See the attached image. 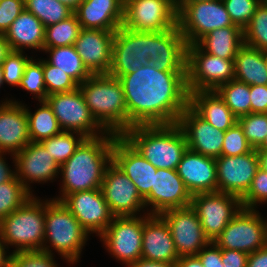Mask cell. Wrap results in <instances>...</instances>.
Here are the masks:
<instances>
[{
  "instance_id": "obj_18",
  "label": "cell",
  "mask_w": 267,
  "mask_h": 267,
  "mask_svg": "<svg viewBox=\"0 0 267 267\" xmlns=\"http://www.w3.org/2000/svg\"><path fill=\"white\" fill-rule=\"evenodd\" d=\"M217 165V192L228 193L240 199L247 193L259 169L257 150L239 156L215 158Z\"/></svg>"
},
{
  "instance_id": "obj_48",
  "label": "cell",
  "mask_w": 267,
  "mask_h": 267,
  "mask_svg": "<svg viewBox=\"0 0 267 267\" xmlns=\"http://www.w3.org/2000/svg\"><path fill=\"white\" fill-rule=\"evenodd\" d=\"M258 203L259 205L267 203V172L260 168L257 170L247 193L241 198L242 208L256 209L259 206Z\"/></svg>"
},
{
  "instance_id": "obj_8",
  "label": "cell",
  "mask_w": 267,
  "mask_h": 267,
  "mask_svg": "<svg viewBox=\"0 0 267 267\" xmlns=\"http://www.w3.org/2000/svg\"><path fill=\"white\" fill-rule=\"evenodd\" d=\"M114 216L107 229L99 236L106 250L129 267L141 258L144 221L150 216Z\"/></svg>"
},
{
  "instance_id": "obj_62",
  "label": "cell",
  "mask_w": 267,
  "mask_h": 267,
  "mask_svg": "<svg viewBox=\"0 0 267 267\" xmlns=\"http://www.w3.org/2000/svg\"><path fill=\"white\" fill-rule=\"evenodd\" d=\"M256 150H267V136L263 144Z\"/></svg>"
},
{
  "instance_id": "obj_49",
  "label": "cell",
  "mask_w": 267,
  "mask_h": 267,
  "mask_svg": "<svg viewBox=\"0 0 267 267\" xmlns=\"http://www.w3.org/2000/svg\"><path fill=\"white\" fill-rule=\"evenodd\" d=\"M24 9V0H0V34L6 32Z\"/></svg>"
},
{
  "instance_id": "obj_37",
  "label": "cell",
  "mask_w": 267,
  "mask_h": 267,
  "mask_svg": "<svg viewBox=\"0 0 267 267\" xmlns=\"http://www.w3.org/2000/svg\"><path fill=\"white\" fill-rule=\"evenodd\" d=\"M82 27L75 14L45 28L43 48L74 45Z\"/></svg>"
},
{
  "instance_id": "obj_21",
  "label": "cell",
  "mask_w": 267,
  "mask_h": 267,
  "mask_svg": "<svg viewBox=\"0 0 267 267\" xmlns=\"http://www.w3.org/2000/svg\"><path fill=\"white\" fill-rule=\"evenodd\" d=\"M177 124L186 137L188 149L213 158L221 156L225 132L213 127L189 105Z\"/></svg>"
},
{
  "instance_id": "obj_6",
  "label": "cell",
  "mask_w": 267,
  "mask_h": 267,
  "mask_svg": "<svg viewBox=\"0 0 267 267\" xmlns=\"http://www.w3.org/2000/svg\"><path fill=\"white\" fill-rule=\"evenodd\" d=\"M45 200L30 197L0 221V237L13 252L39 250L45 238Z\"/></svg>"
},
{
  "instance_id": "obj_24",
  "label": "cell",
  "mask_w": 267,
  "mask_h": 267,
  "mask_svg": "<svg viewBox=\"0 0 267 267\" xmlns=\"http://www.w3.org/2000/svg\"><path fill=\"white\" fill-rule=\"evenodd\" d=\"M149 61L158 71L186 72L187 43L178 25L164 32H152Z\"/></svg>"
},
{
  "instance_id": "obj_44",
  "label": "cell",
  "mask_w": 267,
  "mask_h": 267,
  "mask_svg": "<svg viewBox=\"0 0 267 267\" xmlns=\"http://www.w3.org/2000/svg\"><path fill=\"white\" fill-rule=\"evenodd\" d=\"M9 267H58L54 255L45 250L12 252Z\"/></svg>"
},
{
  "instance_id": "obj_50",
  "label": "cell",
  "mask_w": 267,
  "mask_h": 267,
  "mask_svg": "<svg viewBox=\"0 0 267 267\" xmlns=\"http://www.w3.org/2000/svg\"><path fill=\"white\" fill-rule=\"evenodd\" d=\"M197 256L201 260L203 267H223L221 248L212 241L205 245Z\"/></svg>"
},
{
  "instance_id": "obj_13",
  "label": "cell",
  "mask_w": 267,
  "mask_h": 267,
  "mask_svg": "<svg viewBox=\"0 0 267 267\" xmlns=\"http://www.w3.org/2000/svg\"><path fill=\"white\" fill-rule=\"evenodd\" d=\"M122 26L136 32H164L177 26L174 0H124Z\"/></svg>"
},
{
  "instance_id": "obj_54",
  "label": "cell",
  "mask_w": 267,
  "mask_h": 267,
  "mask_svg": "<svg viewBox=\"0 0 267 267\" xmlns=\"http://www.w3.org/2000/svg\"><path fill=\"white\" fill-rule=\"evenodd\" d=\"M6 154L14 155L10 152L0 151V184L10 181L16 176V170H11V167L6 163V158H4V155Z\"/></svg>"
},
{
  "instance_id": "obj_34",
  "label": "cell",
  "mask_w": 267,
  "mask_h": 267,
  "mask_svg": "<svg viewBox=\"0 0 267 267\" xmlns=\"http://www.w3.org/2000/svg\"><path fill=\"white\" fill-rule=\"evenodd\" d=\"M39 103L41 107L34 113L26 107L31 142H41L62 131L49 104L46 101H39Z\"/></svg>"
},
{
  "instance_id": "obj_4",
  "label": "cell",
  "mask_w": 267,
  "mask_h": 267,
  "mask_svg": "<svg viewBox=\"0 0 267 267\" xmlns=\"http://www.w3.org/2000/svg\"><path fill=\"white\" fill-rule=\"evenodd\" d=\"M79 89L93 117L107 132L123 135L127 131V107L118 78L109 74L92 75Z\"/></svg>"
},
{
  "instance_id": "obj_60",
  "label": "cell",
  "mask_w": 267,
  "mask_h": 267,
  "mask_svg": "<svg viewBox=\"0 0 267 267\" xmlns=\"http://www.w3.org/2000/svg\"><path fill=\"white\" fill-rule=\"evenodd\" d=\"M214 0H174L175 2V9L178 13L185 5L194 4L197 2H210Z\"/></svg>"
},
{
  "instance_id": "obj_33",
  "label": "cell",
  "mask_w": 267,
  "mask_h": 267,
  "mask_svg": "<svg viewBox=\"0 0 267 267\" xmlns=\"http://www.w3.org/2000/svg\"><path fill=\"white\" fill-rule=\"evenodd\" d=\"M44 51L47 54L49 53L47 61L51 65L65 72V74L73 78L79 85L92 76L73 45L43 48Z\"/></svg>"
},
{
  "instance_id": "obj_1",
  "label": "cell",
  "mask_w": 267,
  "mask_h": 267,
  "mask_svg": "<svg viewBox=\"0 0 267 267\" xmlns=\"http://www.w3.org/2000/svg\"><path fill=\"white\" fill-rule=\"evenodd\" d=\"M127 107V130L176 124L188 106L186 72L158 71L151 64L119 78Z\"/></svg>"
},
{
  "instance_id": "obj_12",
  "label": "cell",
  "mask_w": 267,
  "mask_h": 267,
  "mask_svg": "<svg viewBox=\"0 0 267 267\" xmlns=\"http://www.w3.org/2000/svg\"><path fill=\"white\" fill-rule=\"evenodd\" d=\"M177 25L189 44H196L211 31L234 25L222 0L185 5L177 13Z\"/></svg>"
},
{
  "instance_id": "obj_53",
  "label": "cell",
  "mask_w": 267,
  "mask_h": 267,
  "mask_svg": "<svg viewBox=\"0 0 267 267\" xmlns=\"http://www.w3.org/2000/svg\"><path fill=\"white\" fill-rule=\"evenodd\" d=\"M247 267H267V244L248 254Z\"/></svg>"
},
{
  "instance_id": "obj_55",
  "label": "cell",
  "mask_w": 267,
  "mask_h": 267,
  "mask_svg": "<svg viewBox=\"0 0 267 267\" xmlns=\"http://www.w3.org/2000/svg\"><path fill=\"white\" fill-rule=\"evenodd\" d=\"M175 267H203L197 255L181 256L175 263Z\"/></svg>"
},
{
  "instance_id": "obj_3",
  "label": "cell",
  "mask_w": 267,
  "mask_h": 267,
  "mask_svg": "<svg viewBox=\"0 0 267 267\" xmlns=\"http://www.w3.org/2000/svg\"><path fill=\"white\" fill-rule=\"evenodd\" d=\"M122 136L157 169L176 170L188 148L177 123L133 126Z\"/></svg>"
},
{
  "instance_id": "obj_28",
  "label": "cell",
  "mask_w": 267,
  "mask_h": 267,
  "mask_svg": "<svg viewBox=\"0 0 267 267\" xmlns=\"http://www.w3.org/2000/svg\"><path fill=\"white\" fill-rule=\"evenodd\" d=\"M74 14L84 29L115 32L123 23L124 0H82Z\"/></svg>"
},
{
  "instance_id": "obj_61",
  "label": "cell",
  "mask_w": 267,
  "mask_h": 267,
  "mask_svg": "<svg viewBox=\"0 0 267 267\" xmlns=\"http://www.w3.org/2000/svg\"><path fill=\"white\" fill-rule=\"evenodd\" d=\"M58 1L68 6L73 11H75L82 0H58Z\"/></svg>"
},
{
  "instance_id": "obj_56",
  "label": "cell",
  "mask_w": 267,
  "mask_h": 267,
  "mask_svg": "<svg viewBox=\"0 0 267 267\" xmlns=\"http://www.w3.org/2000/svg\"><path fill=\"white\" fill-rule=\"evenodd\" d=\"M129 267H175V263H164L160 261H152L143 258H139L132 263Z\"/></svg>"
},
{
  "instance_id": "obj_10",
  "label": "cell",
  "mask_w": 267,
  "mask_h": 267,
  "mask_svg": "<svg viewBox=\"0 0 267 267\" xmlns=\"http://www.w3.org/2000/svg\"><path fill=\"white\" fill-rule=\"evenodd\" d=\"M152 32H136L123 26L115 31L109 75L120 78L149 65Z\"/></svg>"
},
{
  "instance_id": "obj_17",
  "label": "cell",
  "mask_w": 267,
  "mask_h": 267,
  "mask_svg": "<svg viewBox=\"0 0 267 267\" xmlns=\"http://www.w3.org/2000/svg\"><path fill=\"white\" fill-rule=\"evenodd\" d=\"M61 202L88 234L96 233L100 236L114 217L101 189L75 192L65 196Z\"/></svg>"
},
{
  "instance_id": "obj_35",
  "label": "cell",
  "mask_w": 267,
  "mask_h": 267,
  "mask_svg": "<svg viewBox=\"0 0 267 267\" xmlns=\"http://www.w3.org/2000/svg\"><path fill=\"white\" fill-rule=\"evenodd\" d=\"M215 91L237 118L251 113L250 86L246 83L234 79Z\"/></svg>"
},
{
  "instance_id": "obj_51",
  "label": "cell",
  "mask_w": 267,
  "mask_h": 267,
  "mask_svg": "<svg viewBox=\"0 0 267 267\" xmlns=\"http://www.w3.org/2000/svg\"><path fill=\"white\" fill-rule=\"evenodd\" d=\"M251 113H267V85L250 86Z\"/></svg>"
},
{
  "instance_id": "obj_39",
  "label": "cell",
  "mask_w": 267,
  "mask_h": 267,
  "mask_svg": "<svg viewBox=\"0 0 267 267\" xmlns=\"http://www.w3.org/2000/svg\"><path fill=\"white\" fill-rule=\"evenodd\" d=\"M33 194L15 176L0 184V221L20 208Z\"/></svg>"
},
{
  "instance_id": "obj_43",
  "label": "cell",
  "mask_w": 267,
  "mask_h": 267,
  "mask_svg": "<svg viewBox=\"0 0 267 267\" xmlns=\"http://www.w3.org/2000/svg\"><path fill=\"white\" fill-rule=\"evenodd\" d=\"M43 74L47 96L54 93L70 92L79 87L73 78L51 65L47 59L43 60Z\"/></svg>"
},
{
  "instance_id": "obj_22",
  "label": "cell",
  "mask_w": 267,
  "mask_h": 267,
  "mask_svg": "<svg viewBox=\"0 0 267 267\" xmlns=\"http://www.w3.org/2000/svg\"><path fill=\"white\" fill-rule=\"evenodd\" d=\"M112 161L131 179L145 199L150 194L157 168L122 135H117L113 142Z\"/></svg>"
},
{
  "instance_id": "obj_65",
  "label": "cell",
  "mask_w": 267,
  "mask_h": 267,
  "mask_svg": "<svg viewBox=\"0 0 267 267\" xmlns=\"http://www.w3.org/2000/svg\"><path fill=\"white\" fill-rule=\"evenodd\" d=\"M261 2L267 6V0H261Z\"/></svg>"
},
{
  "instance_id": "obj_59",
  "label": "cell",
  "mask_w": 267,
  "mask_h": 267,
  "mask_svg": "<svg viewBox=\"0 0 267 267\" xmlns=\"http://www.w3.org/2000/svg\"><path fill=\"white\" fill-rule=\"evenodd\" d=\"M259 168L267 172V150H257Z\"/></svg>"
},
{
  "instance_id": "obj_5",
  "label": "cell",
  "mask_w": 267,
  "mask_h": 267,
  "mask_svg": "<svg viewBox=\"0 0 267 267\" xmlns=\"http://www.w3.org/2000/svg\"><path fill=\"white\" fill-rule=\"evenodd\" d=\"M44 230L45 238L42 250L52 254L55 250L61 258L63 257L72 265L79 262L89 234L61 201L45 200ZM50 247L54 249L52 250Z\"/></svg>"
},
{
  "instance_id": "obj_27",
  "label": "cell",
  "mask_w": 267,
  "mask_h": 267,
  "mask_svg": "<svg viewBox=\"0 0 267 267\" xmlns=\"http://www.w3.org/2000/svg\"><path fill=\"white\" fill-rule=\"evenodd\" d=\"M141 258L176 263L180 258L168 224L160 215H150L144 221Z\"/></svg>"
},
{
  "instance_id": "obj_52",
  "label": "cell",
  "mask_w": 267,
  "mask_h": 267,
  "mask_svg": "<svg viewBox=\"0 0 267 267\" xmlns=\"http://www.w3.org/2000/svg\"><path fill=\"white\" fill-rule=\"evenodd\" d=\"M223 267H247L248 254L238 250L221 249Z\"/></svg>"
},
{
  "instance_id": "obj_64",
  "label": "cell",
  "mask_w": 267,
  "mask_h": 267,
  "mask_svg": "<svg viewBox=\"0 0 267 267\" xmlns=\"http://www.w3.org/2000/svg\"><path fill=\"white\" fill-rule=\"evenodd\" d=\"M262 54H263V59H264L265 65L267 66V49L262 50Z\"/></svg>"
},
{
  "instance_id": "obj_15",
  "label": "cell",
  "mask_w": 267,
  "mask_h": 267,
  "mask_svg": "<svg viewBox=\"0 0 267 267\" xmlns=\"http://www.w3.org/2000/svg\"><path fill=\"white\" fill-rule=\"evenodd\" d=\"M101 191L114 216H139L145 211L137 187L113 161L105 170Z\"/></svg>"
},
{
  "instance_id": "obj_14",
  "label": "cell",
  "mask_w": 267,
  "mask_h": 267,
  "mask_svg": "<svg viewBox=\"0 0 267 267\" xmlns=\"http://www.w3.org/2000/svg\"><path fill=\"white\" fill-rule=\"evenodd\" d=\"M191 207L200 219L204 234L214 241L242 208L241 199L221 192L200 193L192 196Z\"/></svg>"
},
{
  "instance_id": "obj_42",
  "label": "cell",
  "mask_w": 267,
  "mask_h": 267,
  "mask_svg": "<svg viewBox=\"0 0 267 267\" xmlns=\"http://www.w3.org/2000/svg\"><path fill=\"white\" fill-rule=\"evenodd\" d=\"M19 87L34 94V98L38 101H45L47 92L44 84L43 59L38 58L36 61L32 58L27 63Z\"/></svg>"
},
{
  "instance_id": "obj_40",
  "label": "cell",
  "mask_w": 267,
  "mask_h": 267,
  "mask_svg": "<svg viewBox=\"0 0 267 267\" xmlns=\"http://www.w3.org/2000/svg\"><path fill=\"white\" fill-rule=\"evenodd\" d=\"M243 42L257 50L267 49V6L262 2L256 7L253 17L243 29Z\"/></svg>"
},
{
  "instance_id": "obj_25",
  "label": "cell",
  "mask_w": 267,
  "mask_h": 267,
  "mask_svg": "<svg viewBox=\"0 0 267 267\" xmlns=\"http://www.w3.org/2000/svg\"><path fill=\"white\" fill-rule=\"evenodd\" d=\"M176 170L192 196L200 193L217 192L215 158L187 148Z\"/></svg>"
},
{
  "instance_id": "obj_16",
  "label": "cell",
  "mask_w": 267,
  "mask_h": 267,
  "mask_svg": "<svg viewBox=\"0 0 267 267\" xmlns=\"http://www.w3.org/2000/svg\"><path fill=\"white\" fill-rule=\"evenodd\" d=\"M160 216L170 228L179 257L197 255L210 242L191 206L166 210Z\"/></svg>"
},
{
  "instance_id": "obj_19",
  "label": "cell",
  "mask_w": 267,
  "mask_h": 267,
  "mask_svg": "<svg viewBox=\"0 0 267 267\" xmlns=\"http://www.w3.org/2000/svg\"><path fill=\"white\" fill-rule=\"evenodd\" d=\"M191 199L177 170L159 168L154 173L153 185L144 204L146 208L151 205L150 215H160L166 210L191 206Z\"/></svg>"
},
{
  "instance_id": "obj_38",
  "label": "cell",
  "mask_w": 267,
  "mask_h": 267,
  "mask_svg": "<svg viewBox=\"0 0 267 267\" xmlns=\"http://www.w3.org/2000/svg\"><path fill=\"white\" fill-rule=\"evenodd\" d=\"M25 9L48 27L69 18L74 11L58 0H24Z\"/></svg>"
},
{
  "instance_id": "obj_57",
  "label": "cell",
  "mask_w": 267,
  "mask_h": 267,
  "mask_svg": "<svg viewBox=\"0 0 267 267\" xmlns=\"http://www.w3.org/2000/svg\"><path fill=\"white\" fill-rule=\"evenodd\" d=\"M13 50L8 42V40L4 37L3 34H0V66L4 60L10 55Z\"/></svg>"
},
{
  "instance_id": "obj_58",
  "label": "cell",
  "mask_w": 267,
  "mask_h": 267,
  "mask_svg": "<svg viewBox=\"0 0 267 267\" xmlns=\"http://www.w3.org/2000/svg\"><path fill=\"white\" fill-rule=\"evenodd\" d=\"M8 246L2 241L0 237V267H9L12 253L8 252ZM6 249V250H5ZM8 252V255H7Z\"/></svg>"
},
{
  "instance_id": "obj_2",
  "label": "cell",
  "mask_w": 267,
  "mask_h": 267,
  "mask_svg": "<svg viewBox=\"0 0 267 267\" xmlns=\"http://www.w3.org/2000/svg\"><path fill=\"white\" fill-rule=\"evenodd\" d=\"M116 136L112 132H107L96 137H86L75 153L60 166L61 196L51 199L61 201L65 196L75 192L101 189L105 170L112 162L113 142Z\"/></svg>"
},
{
  "instance_id": "obj_9",
  "label": "cell",
  "mask_w": 267,
  "mask_h": 267,
  "mask_svg": "<svg viewBox=\"0 0 267 267\" xmlns=\"http://www.w3.org/2000/svg\"><path fill=\"white\" fill-rule=\"evenodd\" d=\"M257 209L241 208L213 241L221 249L250 254L267 244V221Z\"/></svg>"
},
{
  "instance_id": "obj_30",
  "label": "cell",
  "mask_w": 267,
  "mask_h": 267,
  "mask_svg": "<svg viewBox=\"0 0 267 267\" xmlns=\"http://www.w3.org/2000/svg\"><path fill=\"white\" fill-rule=\"evenodd\" d=\"M188 105L200 117L221 131L225 132L237 123V117L216 91L191 92Z\"/></svg>"
},
{
  "instance_id": "obj_41",
  "label": "cell",
  "mask_w": 267,
  "mask_h": 267,
  "mask_svg": "<svg viewBox=\"0 0 267 267\" xmlns=\"http://www.w3.org/2000/svg\"><path fill=\"white\" fill-rule=\"evenodd\" d=\"M247 142L258 149L267 136V113H250L237 118Z\"/></svg>"
},
{
  "instance_id": "obj_47",
  "label": "cell",
  "mask_w": 267,
  "mask_h": 267,
  "mask_svg": "<svg viewBox=\"0 0 267 267\" xmlns=\"http://www.w3.org/2000/svg\"><path fill=\"white\" fill-rule=\"evenodd\" d=\"M252 149L238 122L225 131L221 155L239 156L249 153Z\"/></svg>"
},
{
  "instance_id": "obj_11",
  "label": "cell",
  "mask_w": 267,
  "mask_h": 267,
  "mask_svg": "<svg viewBox=\"0 0 267 267\" xmlns=\"http://www.w3.org/2000/svg\"><path fill=\"white\" fill-rule=\"evenodd\" d=\"M45 101L51 107L62 131L78 132L85 137L107 133L93 117L79 87L70 92L48 95Z\"/></svg>"
},
{
  "instance_id": "obj_20",
  "label": "cell",
  "mask_w": 267,
  "mask_h": 267,
  "mask_svg": "<svg viewBox=\"0 0 267 267\" xmlns=\"http://www.w3.org/2000/svg\"><path fill=\"white\" fill-rule=\"evenodd\" d=\"M11 157L16 170V177L32 194L30 183L53 182L52 180L60 175V166L40 142H30Z\"/></svg>"
},
{
  "instance_id": "obj_29",
  "label": "cell",
  "mask_w": 267,
  "mask_h": 267,
  "mask_svg": "<svg viewBox=\"0 0 267 267\" xmlns=\"http://www.w3.org/2000/svg\"><path fill=\"white\" fill-rule=\"evenodd\" d=\"M44 34L43 23L24 9L3 35L15 52H25V48L43 52Z\"/></svg>"
},
{
  "instance_id": "obj_32",
  "label": "cell",
  "mask_w": 267,
  "mask_h": 267,
  "mask_svg": "<svg viewBox=\"0 0 267 267\" xmlns=\"http://www.w3.org/2000/svg\"><path fill=\"white\" fill-rule=\"evenodd\" d=\"M235 80L247 85H267V66L262 50L243 44L235 56Z\"/></svg>"
},
{
  "instance_id": "obj_7",
  "label": "cell",
  "mask_w": 267,
  "mask_h": 267,
  "mask_svg": "<svg viewBox=\"0 0 267 267\" xmlns=\"http://www.w3.org/2000/svg\"><path fill=\"white\" fill-rule=\"evenodd\" d=\"M235 59H223L204 52L197 44L187 45L186 86L188 93L215 91L235 79Z\"/></svg>"
},
{
  "instance_id": "obj_46",
  "label": "cell",
  "mask_w": 267,
  "mask_h": 267,
  "mask_svg": "<svg viewBox=\"0 0 267 267\" xmlns=\"http://www.w3.org/2000/svg\"><path fill=\"white\" fill-rule=\"evenodd\" d=\"M234 25L242 30L248 25L261 0H222Z\"/></svg>"
},
{
  "instance_id": "obj_36",
  "label": "cell",
  "mask_w": 267,
  "mask_h": 267,
  "mask_svg": "<svg viewBox=\"0 0 267 267\" xmlns=\"http://www.w3.org/2000/svg\"><path fill=\"white\" fill-rule=\"evenodd\" d=\"M86 137L74 131H61L40 143L46 148L51 157L56 163L61 166L64 164L76 151L78 146Z\"/></svg>"
},
{
  "instance_id": "obj_31",
  "label": "cell",
  "mask_w": 267,
  "mask_h": 267,
  "mask_svg": "<svg viewBox=\"0 0 267 267\" xmlns=\"http://www.w3.org/2000/svg\"><path fill=\"white\" fill-rule=\"evenodd\" d=\"M204 52L223 59H235L244 44L243 30L238 26L215 29L196 43Z\"/></svg>"
},
{
  "instance_id": "obj_26",
  "label": "cell",
  "mask_w": 267,
  "mask_h": 267,
  "mask_svg": "<svg viewBox=\"0 0 267 267\" xmlns=\"http://www.w3.org/2000/svg\"><path fill=\"white\" fill-rule=\"evenodd\" d=\"M0 103V151L16 154L30 141L26 105L21 101Z\"/></svg>"
},
{
  "instance_id": "obj_63",
  "label": "cell",
  "mask_w": 267,
  "mask_h": 267,
  "mask_svg": "<svg viewBox=\"0 0 267 267\" xmlns=\"http://www.w3.org/2000/svg\"><path fill=\"white\" fill-rule=\"evenodd\" d=\"M3 69L2 66H0V88L3 85Z\"/></svg>"
},
{
  "instance_id": "obj_23",
  "label": "cell",
  "mask_w": 267,
  "mask_h": 267,
  "mask_svg": "<svg viewBox=\"0 0 267 267\" xmlns=\"http://www.w3.org/2000/svg\"><path fill=\"white\" fill-rule=\"evenodd\" d=\"M114 31L82 28L74 48L92 75L108 74Z\"/></svg>"
},
{
  "instance_id": "obj_45",
  "label": "cell",
  "mask_w": 267,
  "mask_h": 267,
  "mask_svg": "<svg viewBox=\"0 0 267 267\" xmlns=\"http://www.w3.org/2000/svg\"><path fill=\"white\" fill-rule=\"evenodd\" d=\"M25 52L12 51L10 55L2 63L3 82L8 85L19 87L25 67L33 58L28 57Z\"/></svg>"
}]
</instances>
